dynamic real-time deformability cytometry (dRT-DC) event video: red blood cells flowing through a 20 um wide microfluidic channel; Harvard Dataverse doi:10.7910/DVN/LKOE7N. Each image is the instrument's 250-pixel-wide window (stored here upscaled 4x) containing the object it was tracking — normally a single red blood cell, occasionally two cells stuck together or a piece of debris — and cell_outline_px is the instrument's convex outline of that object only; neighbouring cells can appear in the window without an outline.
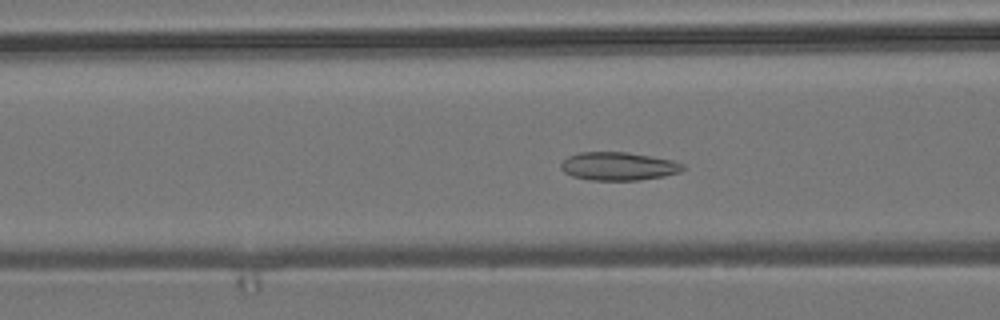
{"species": "common noctule bat (a hibernating species)", "species_latin": "Nyctalus noctula", "temperature_condition": "room temperature", "stored_images_in_passage": 49, "camera_frame_rate_fps": 3000, "um_per_image_px": 0.085, "animal": {"sex": "male", "body_mass_g": 19.2, "forearm_length_mm": 51.8}, "frame": {"image": 1, "passage_image": 16, "time_ms": 5.0, "image_size_px": [1000, 320], "cell_outline_px": [[684, 168], [680, 172], [664, 176], [640, 180], [588, 180], [572, 176], [564, 172], [560, 168], [560, 164], [568, 156], [580, 152], [628, 152], [652, 156], [672, 160], [684, 164]], "centroid_in_image_um": [52.56, 14.13], "position_along_channel_um": 114.0, "area_um2": 20.17}}
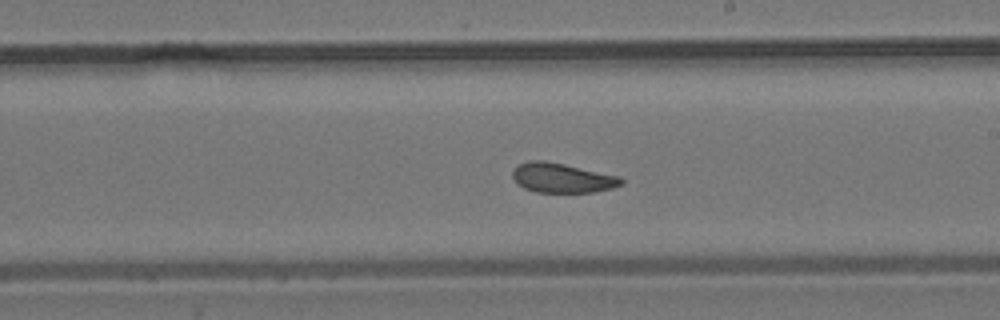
{"frame": {"image": 2, "passage_image": 26, "time_ms": 8.333, "image_size_px": [1000, 320], "cell_outline_px": [[624, 184], [612, 188], [592, 192], [536, 192], [524, 188], [516, 184], [512, 176], [512, 172], [516, 164], [528, 160], [544, 160], [564, 164], [620, 176], [624, 180]], "centroid_in_image_um": [47.75, 15.11], "position_along_channel_um": 241.3, "area_um2": 18.96}}
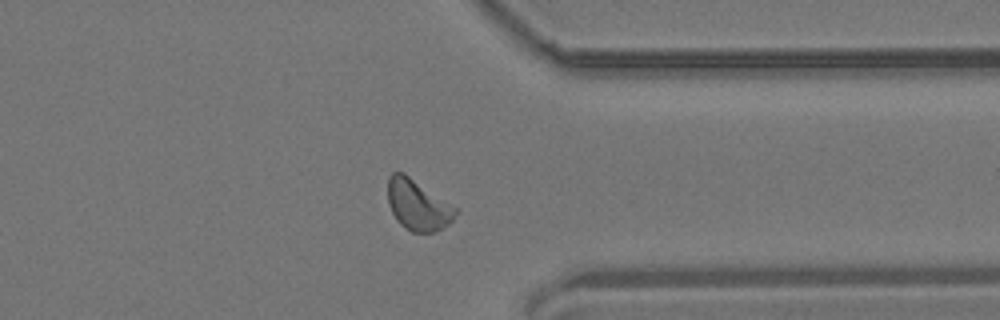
{"frame": {"image": 3, "passage_image": 37, "time_ms": 12.0, "image_size_px": [1000, 320], "cell_outline_px": [[456, 212], [452, 220], [448, 224], [432, 232], [412, 232], [404, 228], [396, 220], [388, 204], [388, 176], [392, 172], [404, 172], [456, 208]], "centroid_in_image_um": [35.46, 17.41], "position_along_channel_um": 375.9, "area_um2": 19.71}, "authors_computed_cell_mechanics": {"area_um2": 19.5942, "velocity_mm_per_s": 3.8123, "shape_relaxation_time_tau1_ms": 7.4668, "shape_relaxation_time_tau2_ms": 1.9473, "deformation_change_tau1": 0.1275, "deformation_change_tau2": 0.0613}}